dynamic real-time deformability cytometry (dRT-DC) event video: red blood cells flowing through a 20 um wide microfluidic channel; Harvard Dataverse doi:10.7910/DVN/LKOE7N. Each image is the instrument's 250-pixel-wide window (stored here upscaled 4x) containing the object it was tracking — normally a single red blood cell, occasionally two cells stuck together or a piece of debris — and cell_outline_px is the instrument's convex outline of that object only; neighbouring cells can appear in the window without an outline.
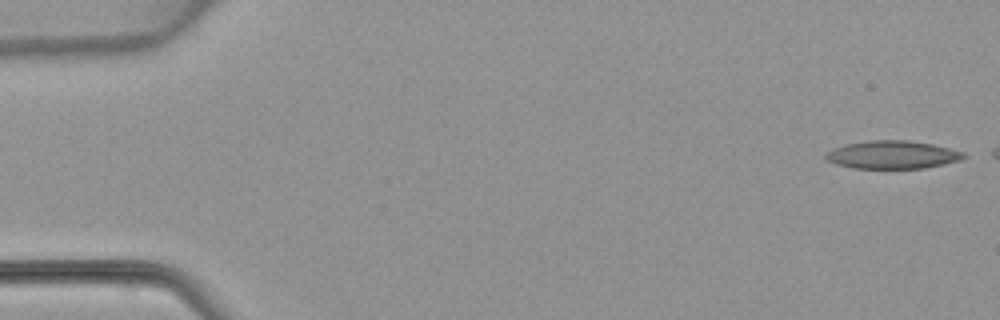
{"species": "common noctule bat (a hibernating species)", "species_latin": "Nyctalus noctula", "temperature_condition": "warm", "stored_images_in_passage": 43, "camera_frame_rate_fps": 3000, "um_per_image_px": 0.085, "animal": {"sex": "female", "body_mass_g": 22.7, "forearm_length_mm": 54.2}, "frame": {"image": 1, "passage_image": 1, "time_ms": 0.0, "image_size_px": [1000, 320], "cell_outline_px": [[968, 156], [960, 160], [924, 168], [852, 168], [836, 164], [828, 160], [824, 156], [832, 148], [844, 144], [872, 140], [908, 140], [932, 144], [964, 152]], "centroid_in_image_um": [75.85, 13.15], "position_along_channel_um": 9.2, "area_um2": 22.43}}
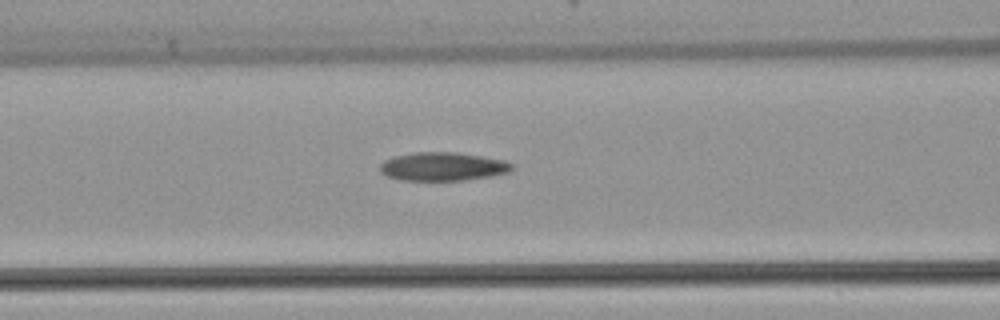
{"frame": {"image": 2, "passage_image": 20, "time_ms": 6.333, "image_size_px": [1000, 320], "cell_outline_px": [[512, 168], [508, 172], [492, 176], [464, 180], [400, 180], [388, 176], [380, 172], [380, 164], [384, 160], [396, 156], [412, 152], [456, 152], [504, 160], [512, 164]], "centroid_in_image_um": [37.61, 14.15], "position_along_channel_um": 129.0, "area_um2": 21.79}}
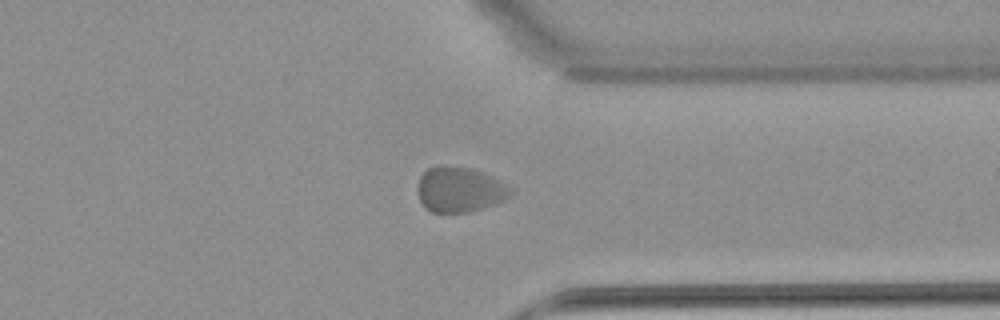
{"frame": {"image": 3, "passage_image": 38, "time_ms": 12.333, "image_size_px": [1000, 320], "cell_outline_px": [[512, 192], [504, 200], [472, 212], [432, 212], [424, 208], [416, 192], [416, 188], [420, 176], [428, 168], [436, 164], [444, 164], [472, 168], [484, 172], [508, 184], [512, 188]], "centroid_in_image_um": [39.04, 16.08], "position_along_channel_um": 372.4, "area_um2": 25.09}}